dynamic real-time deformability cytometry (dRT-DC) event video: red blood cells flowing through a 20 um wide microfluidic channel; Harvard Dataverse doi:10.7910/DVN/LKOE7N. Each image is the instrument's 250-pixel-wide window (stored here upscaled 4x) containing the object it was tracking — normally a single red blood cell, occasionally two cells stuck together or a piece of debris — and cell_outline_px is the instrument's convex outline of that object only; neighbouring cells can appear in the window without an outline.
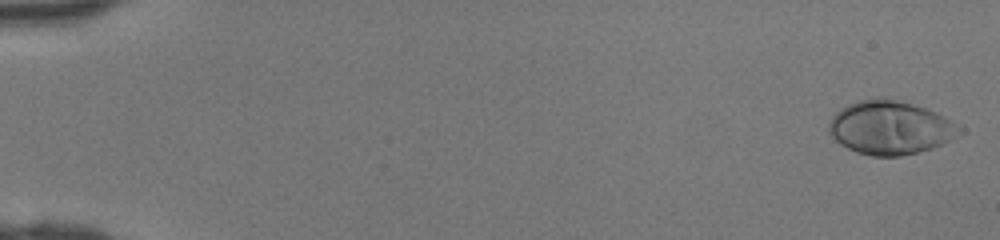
{"species": "human", "species_latin": "Homo sapiens", "temperature_condition": "room temperature", "stored_images_in_passage": 46, "camera_frame_rate_fps": 3000, "um_per_image_px": 0.085, "donor": {"sex": "female"}, "frame": {"image": 1, "passage_image": 1, "time_ms": 0.0, "image_size_px": [1000, 240], "cell_outline_px": [[956, 128], [948, 140], [932, 148], [900, 156], [872, 156], [856, 152], [840, 144], [828, 132], [828, 124], [832, 116], [840, 108], [848, 104], [860, 100], [896, 100], [912, 104], [936, 112], [956, 124]], "centroid_in_image_um": [75.55, 10.87], "position_along_channel_um": 9.5, "area_um2": 39.48}}
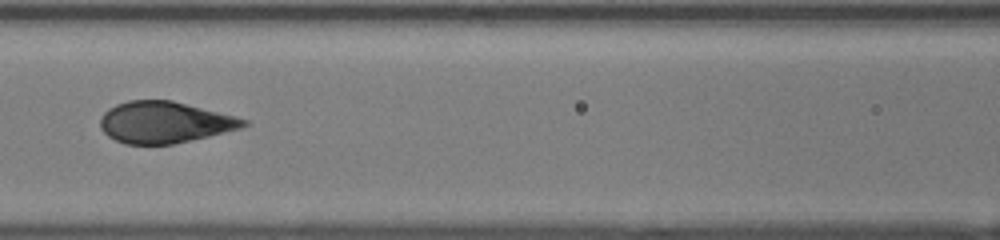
{"frame": {"image": 2, "passage_image": 22, "time_ms": 7.0, "image_size_px": [1000, 240], "cell_outline_px": [[248, 124], [240, 128], [208, 136], [172, 144], [124, 144], [108, 136], [100, 128], [100, 120], [104, 112], [108, 108], [116, 104], [128, 100], [172, 100], [248, 120]], "centroid_in_image_um": [13.93, 10.39], "position_along_channel_um": 152.7, "area_um2": 34.28}}
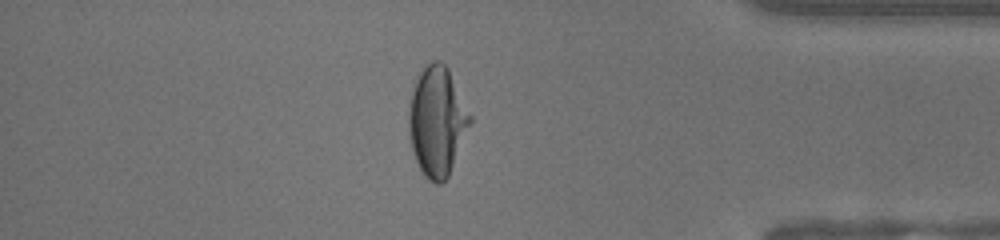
{"frame": {"image": 3, "passage_image": 40, "time_ms": 13.0, "image_size_px": [1000, 240], "cell_outline_px": [[472, 120], [448, 176], [440, 184], [436, 184], [428, 180], [424, 176], [412, 152], [408, 136], [408, 112], [412, 88], [420, 72], [432, 60], [440, 60], [448, 68], [472, 116]], "centroid_in_image_um": [37.13, 10.31], "position_along_channel_um": 398.1, "area_um2": 39.07}}